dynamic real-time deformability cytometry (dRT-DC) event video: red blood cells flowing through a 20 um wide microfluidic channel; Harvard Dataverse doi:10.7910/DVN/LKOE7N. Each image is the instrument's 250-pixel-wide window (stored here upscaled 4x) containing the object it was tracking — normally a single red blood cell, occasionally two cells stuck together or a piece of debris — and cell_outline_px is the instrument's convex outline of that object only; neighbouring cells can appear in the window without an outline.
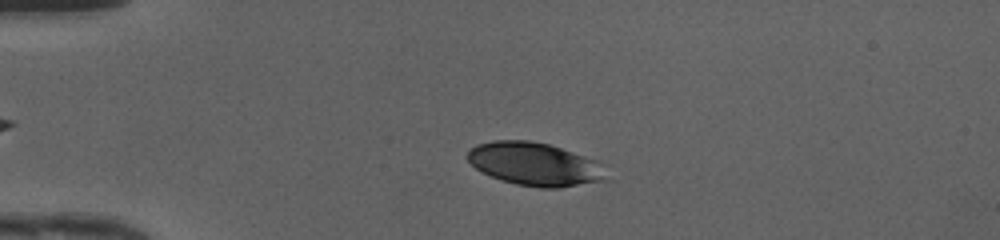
{"species": "human", "species_latin": "Homo sapiens", "temperature_condition": "cold", "stored_images_in_passage": 46, "camera_frame_rate_fps": 3000, "um_per_image_px": 0.085, "donor": {"sex": "female"}, "frame": {"image": 1, "passage_image": 9, "time_ms": 2.667, "image_size_px": [1000, 240], "cell_outline_px": [[608, 180], [560, 188], [540, 188], [516, 184], [500, 180], [480, 172], [468, 160], [468, 152], [476, 144], [492, 140], [528, 140], [548, 144], [600, 160], [608, 164]], "centroid_in_image_um": [45.56, 13.96], "position_along_channel_um": 39.4, "area_um2": 35.72}}
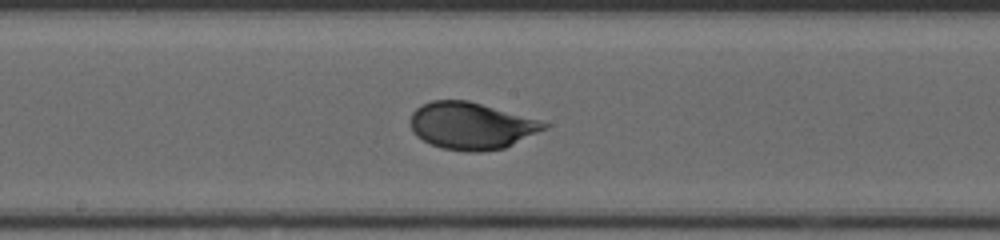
{"frame": {"image": 2, "passage_image": 24, "time_ms": 7.667, "image_size_px": [1000, 240], "cell_outline_px": [[548, 128], [504, 148], [480, 152], [468, 152], [444, 148], [432, 144], [416, 136], [412, 132], [412, 112], [416, 108], [432, 100], [468, 100], [540, 120], [548, 124]], "centroid_in_image_um": [40.07, 10.69], "position_along_channel_um": 208.1, "area_um2": 36.3}}
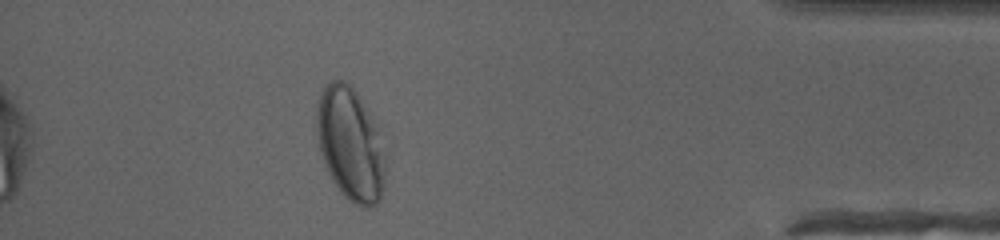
{"frame": {"image": 3, "passage_image": 41, "time_ms": 13.333, "image_size_px": [1000, 240], "cell_outline_px": [[384, 188], [380, 200], [372, 208], [364, 208], [348, 200], [340, 192], [332, 180], [324, 164], [320, 148], [316, 128], [316, 104], [324, 88], [332, 80], [344, 80], [356, 92], [368, 108], [380, 128], [384, 152]], "centroid_in_image_um": [29.8, 12.26], "position_along_channel_um": 405.4, "area_um2": 45.78}, "authors_computed_cell_mechanics": {"area_um2": 36.414, "velocity_mm_per_s": 4.1884, "shape_relaxation_time_tau1_ms": 2.5596, "shape_relaxation_time_tau2_ms": null, "deformation_change_tau1": 0.1362, "deformation_change_tau2": null}}